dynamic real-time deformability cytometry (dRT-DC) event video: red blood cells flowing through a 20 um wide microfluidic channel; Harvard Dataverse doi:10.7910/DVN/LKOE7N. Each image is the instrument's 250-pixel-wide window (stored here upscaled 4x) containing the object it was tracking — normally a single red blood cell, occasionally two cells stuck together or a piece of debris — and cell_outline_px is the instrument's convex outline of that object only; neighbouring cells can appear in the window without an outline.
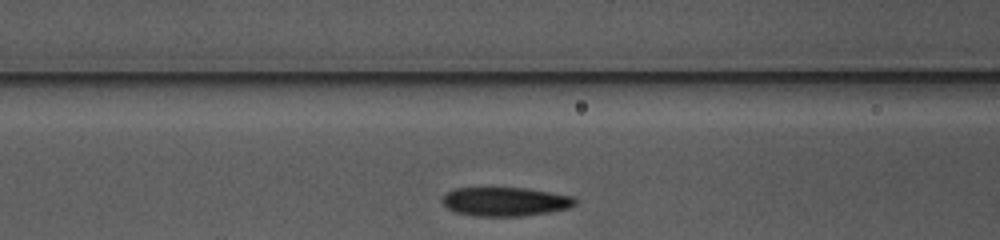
{"species": "common noctule bat (a hibernating species)", "species_latin": "Nyctalus noctula", "temperature_condition": "warm", "stored_images_in_passage": 23, "camera_frame_rate_fps": 3000, "um_per_image_px": 0.085, "animal": {"sex": "female", "body_mass_g": 10.0, "forearm_length_mm": 53.1}, "frame": {"image": 1, "passage_image": 5, "time_ms": 1.333, "image_size_px": [1000, 240], "cell_outline_px": [[576, 204], [568, 208], [548, 212], [520, 216], [476, 216], [456, 212], [448, 208], [440, 200], [444, 192], [456, 188], [524, 188], [576, 196]], "centroid_in_image_um": [42.93, 17.13], "position_along_channel_um": 123.7, "area_um2": 22.43}}
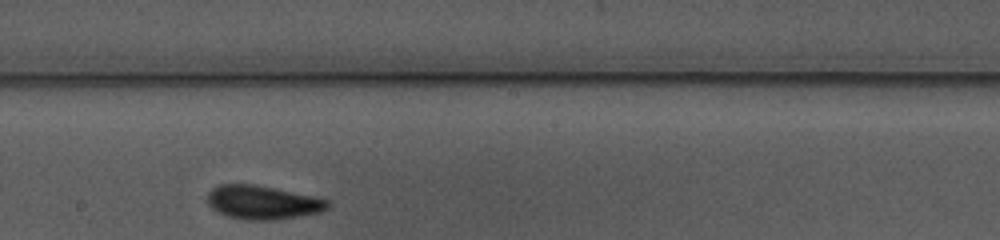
{"frame": {"image": 2, "passage_image": 13, "time_ms": 4.0, "image_size_px": [1000, 240], "cell_outline_px": [[332, 204], [328, 208], [320, 212], [300, 216], [276, 220], [244, 220], [228, 216], [216, 212], [208, 204], [208, 192], [212, 188], [220, 184], [256, 184], [320, 196], [332, 200]], "centroid_in_image_um": [22.41, 17.19], "position_along_channel_um": 225.8, "area_um2": 24.33}}
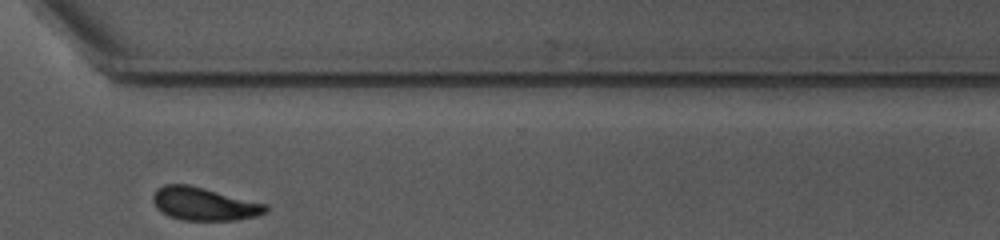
{"frame": {"image": 3, "passage_image": 23, "time_ms": 7.333, "image_size_px": [1000, 240], "cell_outline_px": [[268, 212], [256, 216], [232, 220], [180, 220], [168, 216], [156, 208], [152, 200], [152, 196], [156, 188], [164, 184], [188, 184], [268, 204]], "centroid_in_image_um": [17.32, 17.33], "position_along_channel_um": 353.3, "area_um2": 21.85}}